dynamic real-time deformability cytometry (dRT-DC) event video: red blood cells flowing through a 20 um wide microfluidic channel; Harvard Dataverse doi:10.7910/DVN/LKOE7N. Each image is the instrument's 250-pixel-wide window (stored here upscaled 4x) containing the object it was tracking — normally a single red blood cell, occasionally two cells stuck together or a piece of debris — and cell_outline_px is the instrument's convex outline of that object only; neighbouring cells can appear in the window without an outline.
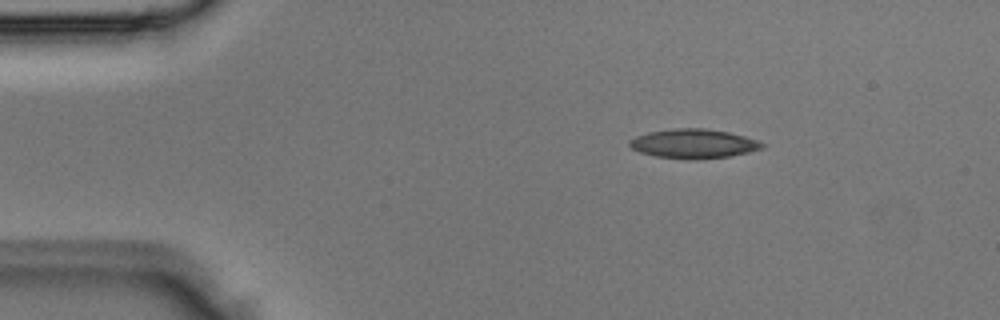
{"species": "Egyptian fruit bat (a non-hibernating species)", "species_latin": "Rousettus aegyptiacus", "temperature_condition": "room temperature", "stored_images_in_passage": 2, "camera_frame_rate_fps": 3000, "um_per_image_px": 0.085, "animal": {"sex": "male"}, "frame": {"image": 1, "passage_image": 1, "time_ms": 0.0, "image_size_px": [1000, 320], "cell_outline_px": [[764, 148], [748, 152], [728, 156], [656, 156], [640, 152], [632, 148], [628, 144], [628, 140], [636, 136], [648, 132], [672, 128], [704, 128], [728, 132], [744, 136], [756, 140], [764, 144]], "centroid_in_image_um": [58.92, 12.15], "position_along_channel_um": 26.1, "area_um2": 21.5}}